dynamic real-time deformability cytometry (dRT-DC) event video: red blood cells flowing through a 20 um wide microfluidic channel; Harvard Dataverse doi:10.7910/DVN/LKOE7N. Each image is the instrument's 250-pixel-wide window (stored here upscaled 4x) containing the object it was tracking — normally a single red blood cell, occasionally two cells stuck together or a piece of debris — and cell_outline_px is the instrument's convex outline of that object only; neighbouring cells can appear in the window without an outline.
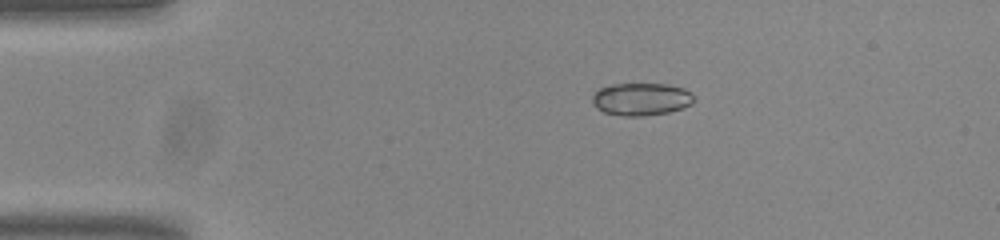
{"species": "common noctule bat (a hibernating species)", "species_latin": "Nyctalus noctula", "temperature_condition": "room temperature", "stored_images_in_passage": 44, "camera_frame_rate_fps": 3000, "um_per_image_px": 0.085, "animal": {"sex": "male", "body_mass_g": 20.0, "forearm_length_mm": 53.3}, "frame": {"image": 1, "passage_image": 1, "time_ms": 0.0, "image_size_px": [1000, 240], "cell_outline_px": [[696, 100], [692, 104], [684, 108], [668, 112], [644, 116], [624, 116], [604, 112], [596, 108], [592, 100], [592, 96], [600, 88], [612, 84], [668, 84], [684, 88]], "centroid_in_image_um": [54.51, 8.43], "position_along_channel_um": 30.5, "area_um2": 19.31}}
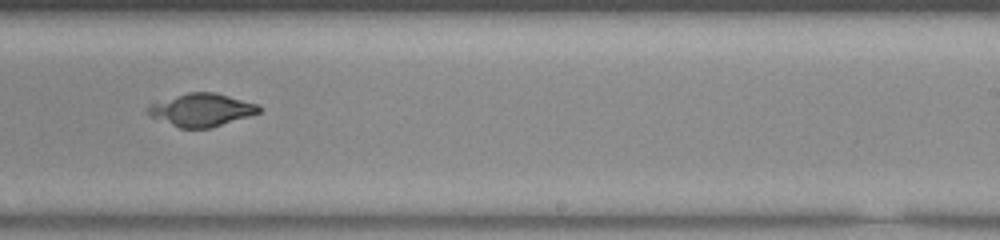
{"frame": {"image": 2, "passage_image": 24, "time_ms": 7.667, "image_size_px": [1000, 240], "cell_outline_px": [[260, 112], [212, 128], [180, 128], [152, 116], [148, 112], [148, 104], [188, 92], [216, 92], [260, 104]], "centroid_in_image_um": [17.17, 9.33], "position_along_channel_um": 271.8, "area_um2": 21.1}}
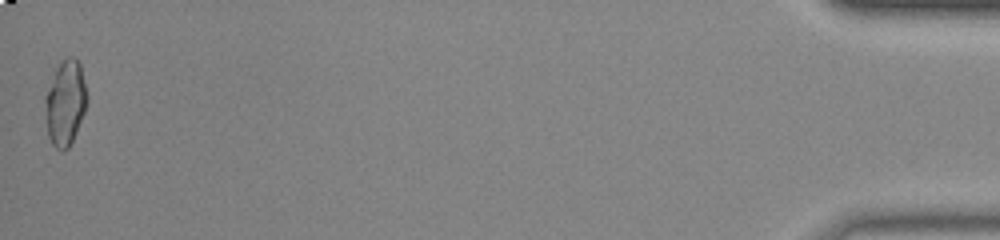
{"frame": {"image": 3, "passage_image": 44, "time_ms": 14.333, "image_size_px": [1000, 240], "cell_outline_px": [[88, 100], [84, 112], [72, 140], [68, 148], [64, 152], [60, 152], [52, 144], [48, 136], [44, 100], [44, 96], [56, 68], [68, 56], [72, 56], [80, 64], [88, 96]], "centroid_in_image_um": [5.54, 8.76], "position_along_channel_um": 429.7, "area_um2": 20.69}, "authors_computed_cell_mechanics": {"area_um2": 20.9814, "velocity_mm_per_s": 3.8211, "shape_relaxation_time_tau1_ms": 10.9895, "shape_relaxation_time_tau2_ms": null, "deformation_change_tau1": 0.3296, "deformation_change_tau2": null}}